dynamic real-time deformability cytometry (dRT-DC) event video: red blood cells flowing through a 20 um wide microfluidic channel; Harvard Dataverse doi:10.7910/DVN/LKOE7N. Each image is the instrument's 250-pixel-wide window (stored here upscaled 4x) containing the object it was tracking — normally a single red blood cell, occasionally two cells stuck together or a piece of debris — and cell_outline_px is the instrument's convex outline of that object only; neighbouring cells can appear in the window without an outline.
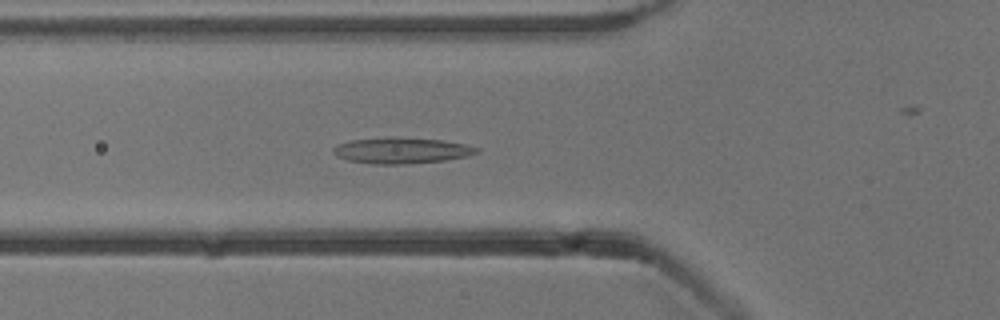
{"species": "common noctule bat (a hibernating species)", "species_latin": "Nyctalus noctula", "temperature_condition": "cold", "stored_images_in_passage": 54, "camera_frame_rate_fps": 3000, "um_per_image_px": 0.085, "animal": {"sex": "male", "body_mass_g": 13.3}, "frame": {"image": 1, "passage_image": 19, "time_ms": 6.0, "image_size_px": [1000, 320], "cell_outline_px": [[480, 152], [468, 156], [444, 160], [400, 164], [372, 164], [348, 160], [336, 156], [332, 152], [332, 148], [340, 144], [352, 140], [384, 136], [388, 136], [444, 140], [464, 144], [480, 148]], "centroid_in_image_um": [34.13, 12.78], "position_along_channel_um": 91.7, "area_um2": 21.85}}
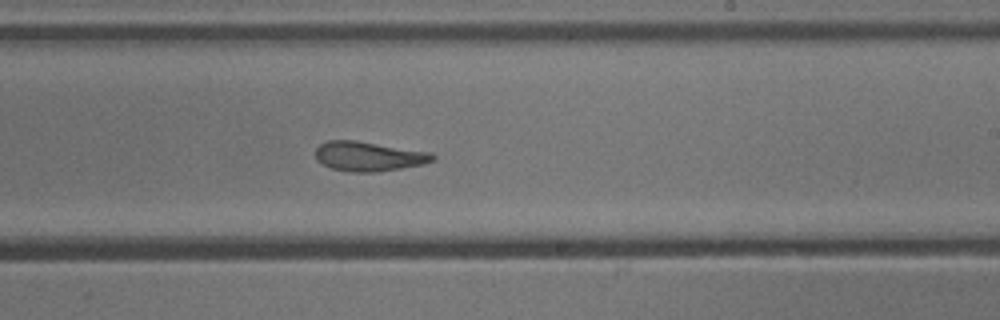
{"frame": {"image": 2, "passage_image": 32, "time_ms": 10.333, "image_size_px": [1000, 320], "cell_outline_px": [[436, 160], [424, 164], [376, 172], [348, 172], [332, 168], [316, 160], [316, 148], [320, 144], [328, 140], [356, 140], [432, 152], [436, 156]], "centroid_in_image_um": [31.37, 13.28], "position_along_channel_um": 257.6, "area_um2": 20.35}}
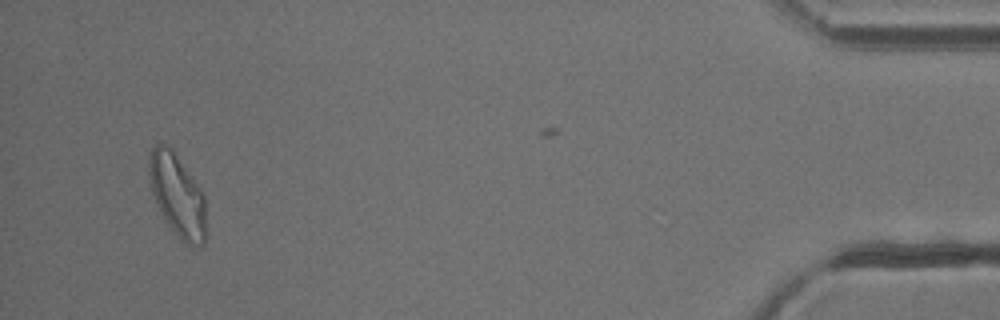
{"frame": {"image": 3, "passage_image": 51, "time_ms": 16.667, "image_size_px": [1000, 320], "cell_outline_px": [[204, 244], [192, 248], [172, 228], [156, 204], [152, 192], [148, 172], [148, 160], [152, 148], [160, 140], [172, 148], [204, 192]], "centroid_in_image_um": [15.05, 16.5], "position_along_channel_um": 420.1, "area_um2": 27.11}, "authors_computed_cell_mechanics": {"area_um2": 21.675, "velocity_mm_per_s": 3.8216, "shape_relaxation_time_tau1_ms": null, "shape_relaxation_time_tau2_ms": 3.6252, "deformation_change_tau1": null, "deformation_change_tau2": 0.1166}}